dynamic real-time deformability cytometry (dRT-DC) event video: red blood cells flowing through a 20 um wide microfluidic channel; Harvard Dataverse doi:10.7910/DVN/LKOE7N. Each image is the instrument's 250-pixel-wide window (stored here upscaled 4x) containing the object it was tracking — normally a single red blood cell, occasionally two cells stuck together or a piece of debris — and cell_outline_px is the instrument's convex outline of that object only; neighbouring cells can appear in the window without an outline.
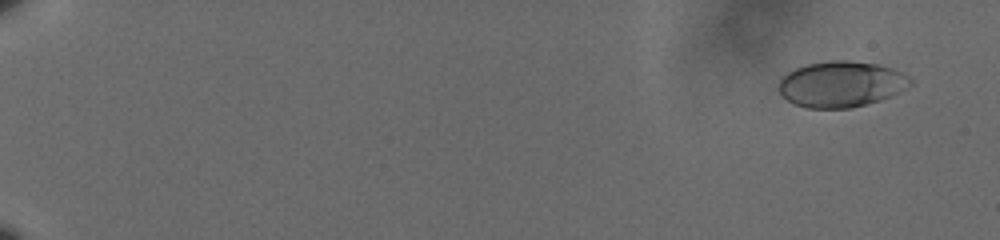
{"species": "human", "species_latin": "Homo sapiens", "temperature_condition": "cold", "stored_images_in_passage": 61, "camera_frame_rate_fps": 3000, "um_per_image_px": 0.085, "donor": {"sex": "male"}, "frame": {"image": 1, "passage_image": 4, "time_ms": 1.0, "image_size_px": [1000, 240], "cell_outline_px": [[912, 84], [892, 96], [868, 104], [852, 108], [808, 108], [796, 104], [788, 100], [780, 92], [780, 80], [788, 72], [796, 68], [808, 64], [832, 60], [848, 60], [876, 64], [892, 68], [908, 76], [912, 80]], "centroid_in_image_um": [71.53, 7.16], "position_along_channel_um": 13.5, "area_um2": 34.97}}
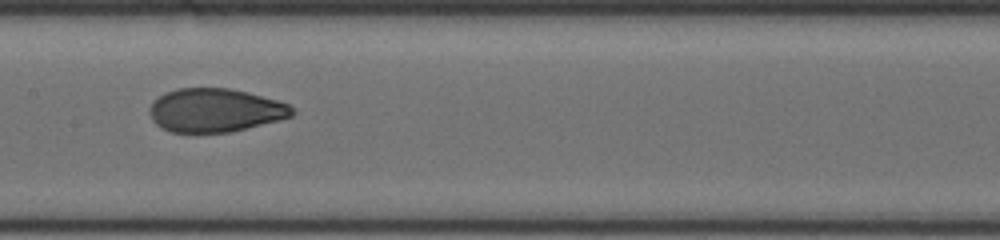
{"frame": {"image": 2, "passage_image": 35, "time_ms": 11.333, "image_size_px": [1000, 240], "cell_outline_px": [[296, 112], [292, 116], [280, 120], [232, 132], [172, 132], [156, 124], [152, 120], [148, 112], [152, 104], [160, 96], [176, 88], [228, 88], [248, 92], [276, 100], [288, 104]], "centroid_in_image_um": [18.31, 9.38], "position_along_channel_um": 189.1, "area_um2": 36.01}}
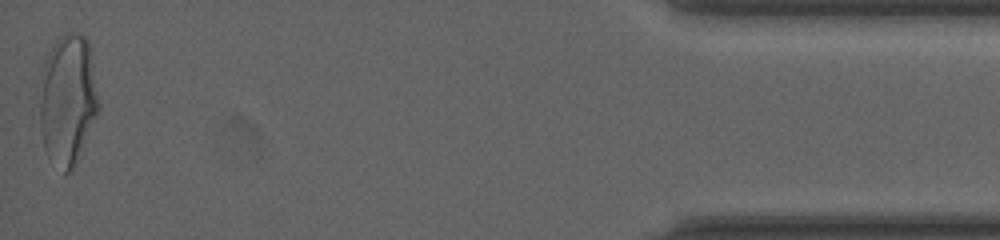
{"frame": {"image": 3, "passage_image": 61, "time_ms": 20.0, "image_size_px": [1000, 240], "cell_outline_px": [[100, 108], [76, 164], [72, 172], [64, 172], [48, 156], [44, 148], [40, 128], [40, 104], [44, 60], [48, 52], [56, 40], [60, 36], [68, 32], [72, 32], [84, 36], [88, 40], [100, 104]], "centroid_in_image_um": [5.77, 8.48], "position_along_channel_um": 429.4, "area_um2": 44.8}, "authors_computed_cell_mechanics": {"area_um2": 36.5296, "velocity_mm_per_s": 3.595, "shape_relaxation_time_tau1_ms": 5.6807, "shape_relaxation_time_tau2_ms": 0.9079, "deformation_change_tau1": 0.1744, "deformation_change_tau2": 0.0556}}